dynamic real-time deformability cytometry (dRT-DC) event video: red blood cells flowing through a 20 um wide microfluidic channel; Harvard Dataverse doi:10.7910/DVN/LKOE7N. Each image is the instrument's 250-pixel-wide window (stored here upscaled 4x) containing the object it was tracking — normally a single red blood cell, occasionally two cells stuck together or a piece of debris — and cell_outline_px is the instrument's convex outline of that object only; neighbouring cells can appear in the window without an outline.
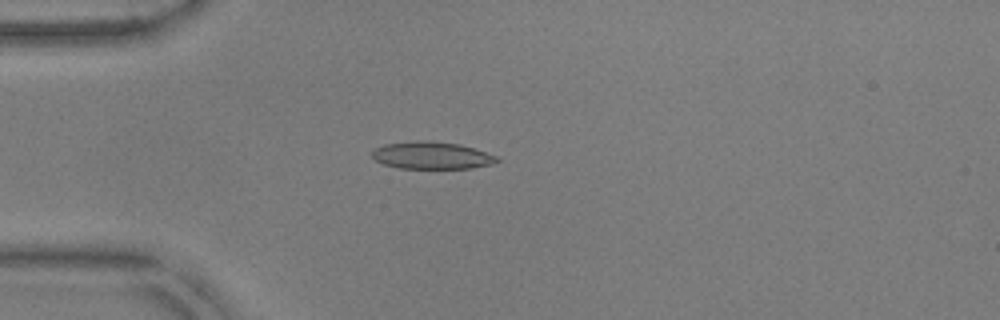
{"species": "common noctule bat (a hibernating species)", "species_latin": "Nyctalus noctula", "temperature_condition": "warm", "stored_images_in_passage": 53, "camera_frame_rate_fps": 3000, "um_per_image_px": 0.085, "animal": {"sex": "male", "body_mass_g": 17.9, "forearm_length_mm": 54.2}, "frame": {"image": 1, "passage_image": 15, "time_ms": 4.667, "image_size_px": [1000, 320], "cell_outline_px": [[500, 160], [492, 164], [472, 168], [400, 168], [384, 164], [376, 160], [372, 156], [372, 148], [384, 144], [416, 140], [428, 140], [460, 144], [496, 156]], "centroid_in_image_um": [36.66, 13.2], "position_along_channel_um": 48.3, "area_um2": 19.83}}
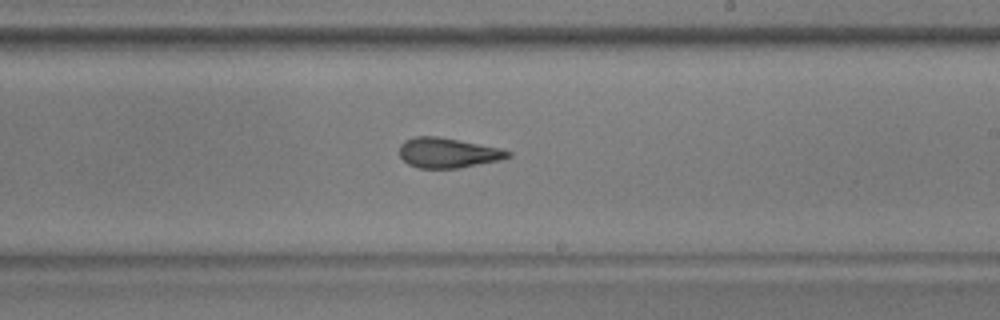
{"frame": {"image": 2, "passage_image": 32, "time_ms": 10.333, "image_size_px": [1000, 320], "cell_outline_px": [[512, 156], [504, 160], [460, 168], [420, 168], [408, 164], [400, 156], [400, 144], [404, 140], [416, 136], [436, 136], [500, 148], [512, 152]], "centroid_in_image_um": [38.11, 13.0], "position_along_channel_um": 250.9, "area_um2": 19.07}}
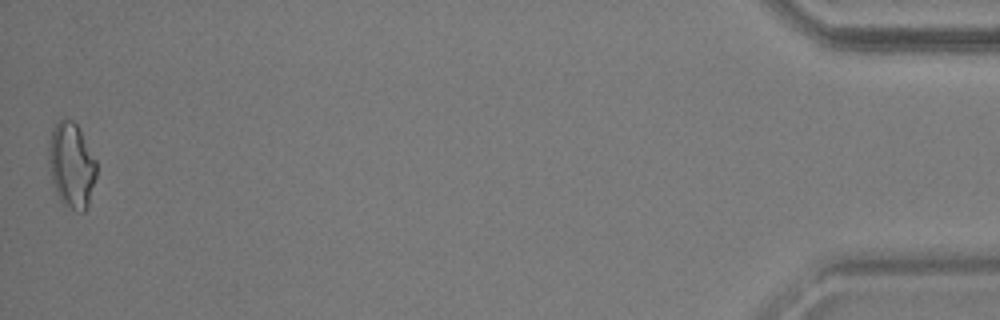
{"frame": {"image": 3, "passage_image": 53, "time_ms": 17.333, "image_size_px": [1000, 320], "cell_outline_px": [[96, 176], [88, 208], [84, 212], [76, 212], [64, 204], [60, 200], [56, 192], [52, 180], [48, 160], [48, 144], [52, 128], [64, 116], [72, 120], [76, 124], [96, 160]], "centroid_in_image_um": [6.07, 14.05], "position_along_channel_um": 429.1, "area_um2": 23.87}, "authors_computed_cell_mechanics": {"area_um2": 19.7098, "velocity_mm_per_s": 3.8242, "shape_relaxation_time_tau1_ms": null, "shape_relaxation_time_tau2_ms": 2.0314, "deformation_change_tau1": null, "deformation_change_tau2": 0.0898}}